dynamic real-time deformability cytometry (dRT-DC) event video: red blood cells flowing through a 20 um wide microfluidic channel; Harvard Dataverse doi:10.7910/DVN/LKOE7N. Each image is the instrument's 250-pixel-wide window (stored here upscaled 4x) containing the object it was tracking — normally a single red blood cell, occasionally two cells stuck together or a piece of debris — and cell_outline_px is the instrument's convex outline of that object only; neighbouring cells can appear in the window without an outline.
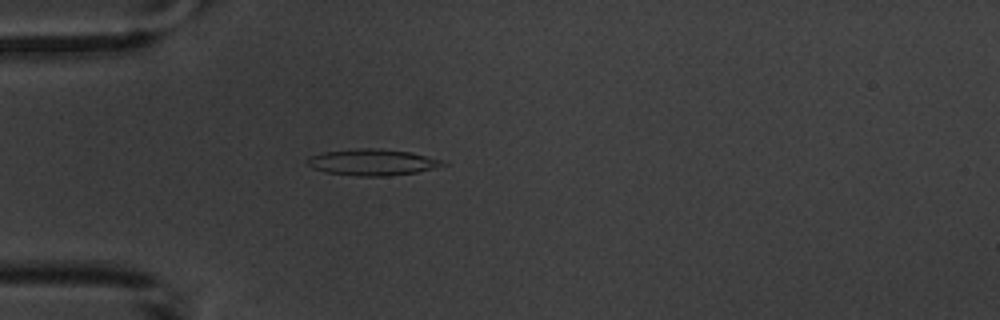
{"species": "common noctule bat (a hibernating species)", "species_latin": "Nyctalus noctula", "temperature_condition": "warm", "stored_images_in_passage": 2, "camera_frame_rate_fps": 3000, "um_per_image_px": 0.085, "animal": {"sex": "male", "body_mass_g": 20.1, "forearm_length_mm": 53.5}, "frame": {"image": 1, "passage_image": 2, "time_ms": 1.333, "image_size_px": [1000, 320], "cell_outline_px": [[448, 164], [416, 172], [388, 176], [360, 176], [324, 172], [312, 168], [304, 160], [308, 156], [324, 152], [356, 148], [376, 148], [408, 152], [444, 160]], "centroid_in_image_um": [31.6, 13.79], "position_along_channel_um": 53.4, "area_um2": 20.75}}